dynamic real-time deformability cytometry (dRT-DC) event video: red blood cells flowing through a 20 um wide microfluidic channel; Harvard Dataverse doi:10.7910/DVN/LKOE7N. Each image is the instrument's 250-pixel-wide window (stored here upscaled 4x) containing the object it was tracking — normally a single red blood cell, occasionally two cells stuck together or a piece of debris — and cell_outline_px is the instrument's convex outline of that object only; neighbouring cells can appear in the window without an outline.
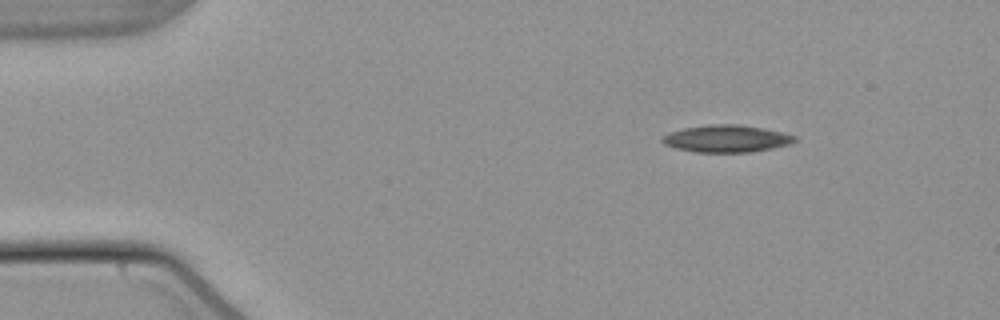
{"species": "common noctule bat (a hibernating species)", "species_latin": "Nyctalus noctula", "temperature_condition": "warm", "stored_images_in_passage": 47, "camera_frame_rate_fps": 3000, "um_per_image_px": 0.085, "animal": {"sex": "male", "body_mass_g": 21.5, "forearm_length_mm": 52.0}, "frame": {"image": 1, "passage_image": 1, "time_ms": 0.0, "image_size_px": [1000, 320], "cell_outline_px": [[796, 140], [788, 144], [772, 148], [752, 152], [696, 152], [676, 148], [664, 144], [660, 140], [660, 136], [668, 132], [684, 128], [716, 124], [740, 124], [780, 132], [796, 136]], "centroid_in_image_um": [61.69, 11.79], "position_along_channel_um": 23.3, "area_um2": 20.81}}
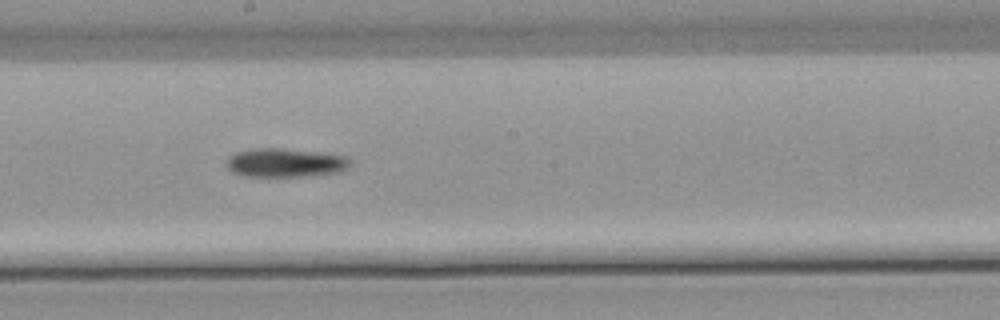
{"frame": {"image": 2, "passage_image": 23, "time_ms": 7.333, "image_size_px": [1000, 320], "cell_outline_px": [[352, 164], [348, 168], [340, 172], [296, 176], [244, 176], [232, 172], [228, 168], [228, 156], [236, 152], [256, 148], [280, 148], [316, 152], [344, 156]], "centroid_in_image_um": [24.22, 13.83], "position_along_channel_um": 224.0, "area_um2": 20.4}}
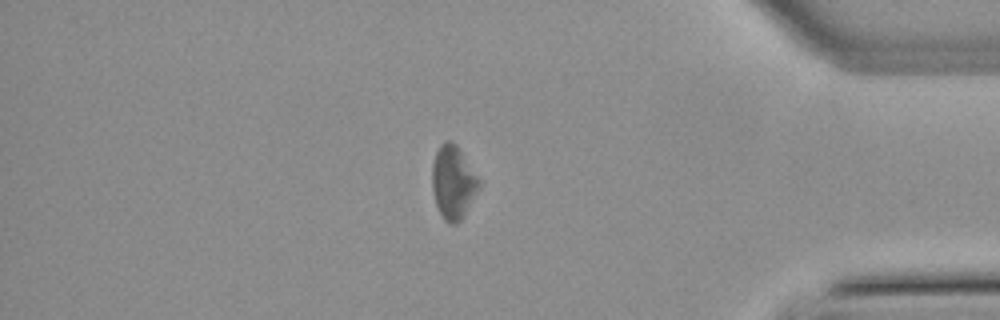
{"frame": {"image": 3, "passage_image": 39, "time_ms": 12.667, "image_size_px": [1000, 320], "cell_outline_px": [[480, 184], [476, 192], [460, 220], [456, 224], [452, 224], [444, 220], [436, 204], [432, 188], [432, 164], [436, 152], [440, 144], [444, 140], [452, 140], [460, 148], [480, 180]], "centroid_in_image_um": [38.5, 15.43], "position_along_channel_um": 396.7, "area_um2": 19.83}, "authors_computed_cell_mechanics": {"area_um2": 20.519, "velocity_mm_per_s": 3.8161, "shape_relaxation_time_tau1_ms": 5.8357, "shape_relaxation_time_tau2_ms": null, "deformation_change_tau1": 0.1235, "deformation_change_tau2": null}}